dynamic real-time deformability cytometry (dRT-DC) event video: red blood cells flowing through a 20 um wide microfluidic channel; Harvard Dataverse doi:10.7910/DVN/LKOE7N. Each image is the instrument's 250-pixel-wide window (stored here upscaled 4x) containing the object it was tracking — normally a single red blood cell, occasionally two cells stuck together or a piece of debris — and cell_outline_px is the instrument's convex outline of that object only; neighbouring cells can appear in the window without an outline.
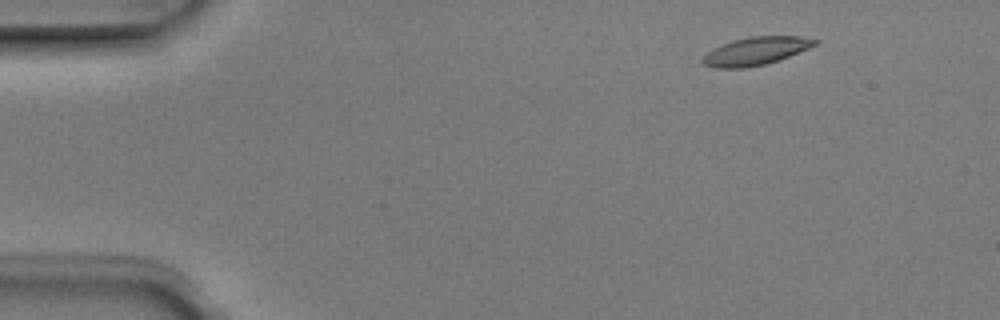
{"species": "Egyptian fruit bat (a non-hibernating species)", "species_latin": "Rousettus aegyptiacus", "temperature_condition": "room temperature", "stored_images_in_passage": 6, "camera_frame_rate_fps": 3000, "um_per_image_px": 0.085, "animal": {"sex": "male"}, "frame": {"image": 1, "passage_image": 1, "time_ms": 0.0, "image_size_px": [1000, 320], "cell_outline_px": [[820, 40], [816, 44], [808, 48], [788, 56], [764, 64], [744, 68], [712, 68], [704, 64], [700, 60], [712, 48], [720, 44], [732, 40], [748, 36], [800, 36]], "centroid_in_image_um": [64.19, 4.33], "position_along_channel_um": 20.8, "area_um2": 18.26}}
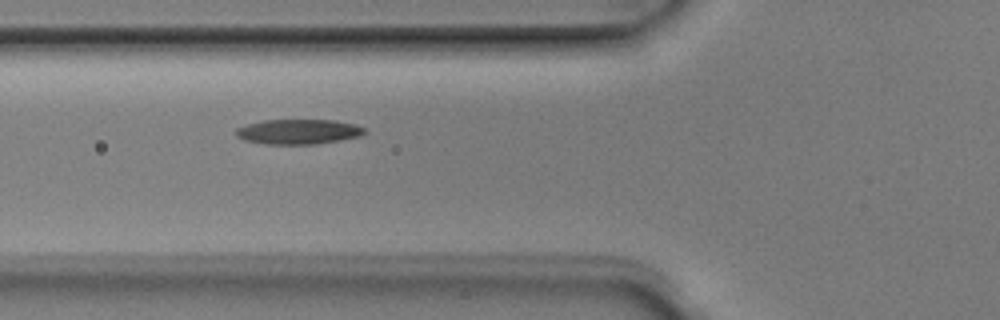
{"frame": {"image": 2, "passage_image": 4, "time_ms": 1.0, "image_size_px": [1000, 320], "cell_outline_px": [[368, 132], [360, 136], [340, 140], [316, 144], [264, 144], [244, 140], [236, 136], [232, 132], [236, 128], [248, 124], [264, 120], [336, 120], [356, 124], [364, 128]], "centroid_in_image_um": [25.36, 11.19], "position_along_channel_um": 100.4, "area_um2": 18.9}}
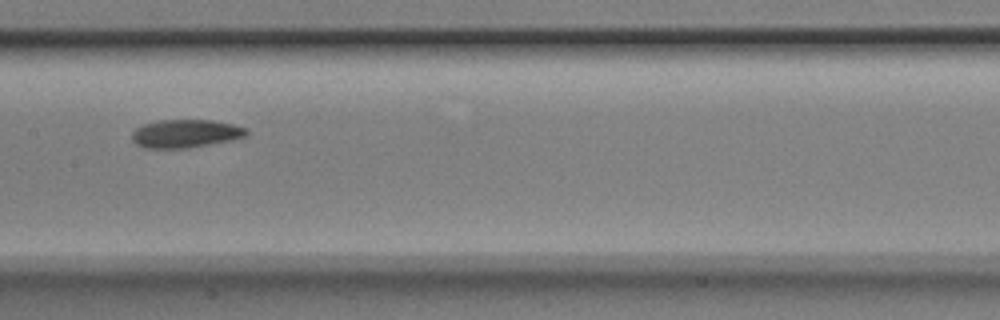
{"frame": {"image": 3, "passage_image": 6, "time_ms": 1.667, "image_size_px": [1000, 320], "cell_outline_px": [[248, 132], [244, 136], [232, 140], [188, 148], [144, 148], [136, 144], [132, 140], [132, 132], [136, 128], [144, 124], [160, 120], [212, 120], [232, 124], [248, 128]], "centroid_in_image_um": [15.76, 11.35], "position_along_channel_um": 191.6, "area_um2": 18.79}}